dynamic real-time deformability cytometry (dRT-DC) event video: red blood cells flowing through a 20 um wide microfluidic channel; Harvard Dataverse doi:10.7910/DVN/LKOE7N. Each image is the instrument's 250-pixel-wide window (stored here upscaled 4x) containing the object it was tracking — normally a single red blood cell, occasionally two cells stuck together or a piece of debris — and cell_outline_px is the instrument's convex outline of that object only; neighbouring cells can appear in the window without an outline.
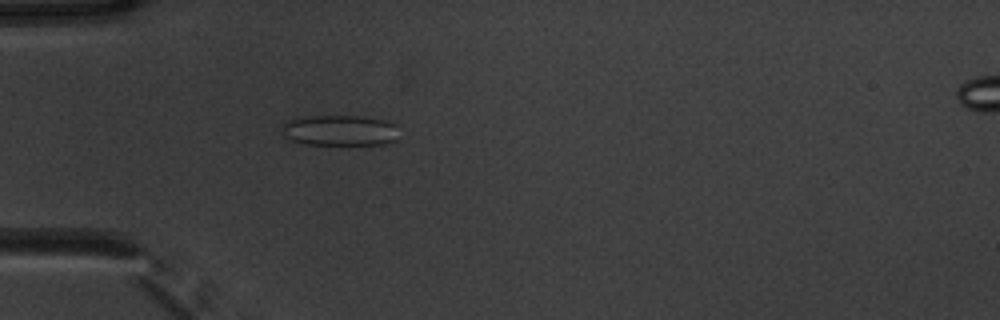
{"species": "common noctule bat (a hibernating species)", "species_latin": "Nyctalus noctula", "temperature_condition": "warm", "stored_images_in_passage": 53, "camera_frame_rate_fps": 3000, "um_per_image_px": 0.085, "animal": {"sex": "male", "body_mass_g": 20.1, "forearm_length_mm": 53.5}, "frame": {"image": 1, "passage_image": 16, "time_ms": 5.0, "image_size_px": [1000, 320], "cell_outline_px": [[396, 140], [384, 144], [308, 144], [292, 140], [288, 136], [284, 128], [284, 124], [288, 120], [312, 116], [360, 116], [384, 120], [396, 124]], "centroid_in_image_um": [28.96, 11.08], "position_along_channel_um": 56.0, "area_um2": 20.35}}
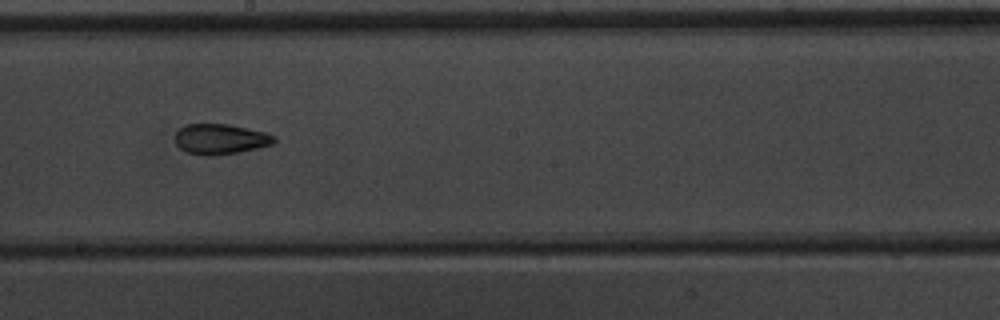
{"frame": {"image": 2, "passage_image": 30, "time_ms": 9.667, "image_size_px": [1000, 320], "cell_outline_px": [[276, 140], [272, 144], [256, 148], [236, 152], [208, 156], [204, 156], [184, 152], [176, 144], [176, 132], [184, 124], [228, 124], [264, 132], [276, 136]], "centroid_in_image_um": [18.7, 11.82], "position_along_channel_um": 229.5, "area_um2": 17.4}}
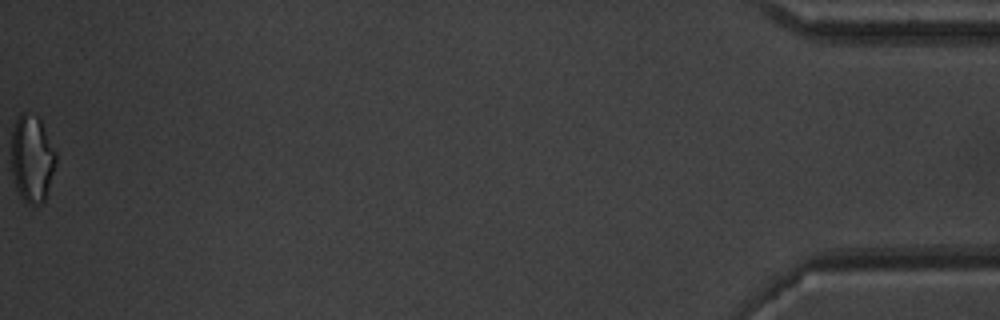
{"frame": {"image": 3, "passage_image": 53, "time_ms": 17.333, "image_size_px": [1000, 320], "cell_outline_px": [[56, 164], [44, 200], [40, 204], [28, 204], [20, 196], [16, 188], [12, 176], [12, 128], [20, 112], [24, 112], [36, 116], [40, 120], [56, 152]], "centroid_in_image_um": [2.71, 13.48], "position_along_channel_um": 432.5, "area_um2": 22.48}, "authors_computed_cell_mechanics": {"area_um2": 19.074, "velocity_mm_per_s": 3.8735, "shape_relaxation_time_tau1_ms": 8.76, "shape_relaxation_time_tau2_ms": 1.9952, "deformation_change_tau1": 0.1414, "deformation_change_tau2": 0.0867}}